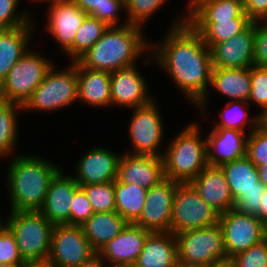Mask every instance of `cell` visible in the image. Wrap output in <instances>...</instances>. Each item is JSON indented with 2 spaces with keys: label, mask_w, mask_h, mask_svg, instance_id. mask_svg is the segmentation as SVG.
Segmentation results:
<instances>
[{
  "label": "cell",
  "mask_w": 267,
  "mask_h": 267,
  "mask_svg": "<svg viewBox=\"0 0 267 267\" xmlns=\"http://www.w3.org/2000/svg\"><path fill=\"white\" fill-rule=\"evenodd\" d=\"M185 15L177 17L176 21L174 19L163 41L154 46L150 44L152 54H149L150 60H144V64L153 60L158 63L184 97L203 112L208 108L207 96L213 69L211 51Z\"/></svg>",
  "instance_id": "6da1fadb"
},
{
  "label": "cell",
  "mask_w": 267,
  "mask_h": 267,
  "mask_svg": "<svg viewBox=\"0 0 267 267\" xmlns=\"http://www.w3.org/2000/svg\"><path fill=\"white\" fill-rule=\"evenodd\" d=\"M8 164L10 211H39L60 166L32 154L17 155Z\"/></svg>",
  "instance_id": "7a4b0ae2"
},
{
  "label": "cell",
  "mask_w": 267,
  "mask_h": 267,
  "mask_svg": "<svg viewBox=\"0 0 267 267\" xmlns=\"http://www.w3.org/2000/svg\"><path fill=\"white\" fill-rule=\"evenodd\" d=\"M143 32L142 27L131 24L108 27L77 61L88 69L108 72L134 66L140 56L150 51L151 43L143 37Z\"/></svg>",
  "instance_id": "3957f363"
},
{
  "label": "cell",
  "mask_w": 267,
  "mask_h": 267,
  "mask_svg": "<svg viewBox=\"0 0 267 267\" xmlns=\"http://www.w3.org/2000/svg\"><path fill=\"white\" fill-rule=\"evenodd\" d=\"M198 125L192 122L185 126L163 151L165 178L190 183L208 165L206 138Z\"/></svg>",
  "instance_id": "277c9868"
},
{
  "label": "cell",
  "mask_w": 267,
  "mask_h": 267,
  "mask_svg": "<svg viewBox=\"0 0 267 267\" xmlns=\"http://www.w3.org/2000/svg\"><path fill=\"white\" fill-rule=\"evenodd\" d=\"M4 221L26 263L47 262L54 225L40 211H11Z\"/></svg>",
  "instance_id": "5b68a950"
},
{
  "label": "cell",
  "mask_w": 267,
  "mask_h": 267,
  "mask_svg": "<svg viewBox=\"0 0 267 267\" xmlns=\"http://www.w3.org/2000/svg\"><path fill=\"white\" fill-rule=\"evenodd\" d=\"M53 65L41 84L23 105V111H56L78 101V75L76 61L66 69Z\"/></svg>",
  "instance_id": "8992f818"
},
{
  "label": "cell",
  "mask_w": 267,
  "mask_h": 267,
  "mask_svg": "<svg viewBox=\"0 0 267 267\" xmlns=\"http://www.w3.org/2000/svg\"><path fill=\"white\" fill-rule=\"evenodd\" d=\"M53 65L49 58L27 50L0 84V100L23 106Z\"/></svg>",
  "instance_id": "52a82bcc"
},
{
  "label": "cell",
  "mask_w": 267,
  "mask_h": 267,
  "mask_svg": "<svg viewBox=\"0 0 267 267\" xmlns=\"http://www.w3.org/2000/svg\"><path fill=\"white\" fill-rule=\"evenodd\" d=\"M178 262L205 267L227 259L220 224L176 234Z\"/></svg>",
  "instance_id": "ba28073f"
},
{
  "label": "cell",
  "mask_w": 267,
  "mask_h": 267,
  "mask_svg": "<svg viewBox=\"0 0 267 267\" xmlns=\"http://www.w3.org/2000/svg\"><path fill=\"white\" fill-rule=\"evenodd\" d=\"M219 213L203 200L190 183H179L171 209L170 232L209 227L219 222Z\"/></svg>",
  "instance_id": "9c48e42d"
},
{
  "label": "cell",
  "mask_w": 267,
  "mask_h": 267,
  "mask_svg": "<svg viewBox=\"0 0 267 267\" xmlns=\"http://www.w3.org/2000/svg\"><path fill=\"white\" fill-rule=\"evenodd\" d=\"M158 109L154 99L147 105L133 108L128 127L133 151L126 153L163 156L159 148L164 138V125Z\"/></svg>",
  "instance_id": "30bf717a"
},
{
  "label": "cell",
  "mask_w": 267,
  "mask_h": 267,
  "mask_svg": "<svg viewBox=\"0 0 267 267\" xmlns=\"http://www.w3.org/2000/svg\"><path fill=\"white\" fill-rule=\"evenodd\" d=\"M227 259L248 250L266 238L265 224L257 215L232 208L219 215Z\"/></svg>",
  "instance_id": "8fae6325"
},
{
  "label": "cell",
  "mask_w": 267,
  "mask_h": 267,
  "mask_svg": "<svg viewBox=\"0 0 267 267\" xmlns=\"http://www.w3.org/2000/svg\"><path fill=\"white\" fill-rule=\"evenodd\" d=\"M95 253L81 226L54 225L47 260L51 267H77Z\"/></svg>",
  "instance_id": "7c38bea8"
},
{
  "label": "cell",
  "mask_w": 267,
  "mask_h": 267,
  "mask_svg": "<svg viewBox=\"0 0 267 267\" xmlns=\"http://www.w3.org/2000/svg\"><path fill=\"white\" fill-rule=\"evenodd\" d=\"M179 183L165 178L147 191L140 217L134 224L149 232H170L171 209Z\"/></svg>",
  "instance_id": "4fadbf2b"
},
{
  "label": "cell",
  "mask_w": 267,
  "mask_h": 267,
  "mask_svg": "<svg viewBox=\"0 0 267 267\" xmlns=\"http://www.w3.org/2000/svg\"><path fill=\"white\" fill-rule=\"evenodd\" d=\"M48 2L46 32L66 52L72 45L84 19L88 16L73 0H42Z\"/></svg>",
  "instance_id": "5bb4252c"
},
{
  "label": "cell",
  "mask_w": 267,
  "mask_h": 267,
  "mask_svg": "<svg viewBox=\"0 0 267 267\" xmlns=\"http://www.w3.org/2000/svg\"><path fill=\"white\" fill-rule=\"evenodd\" d=\"M120 156L103 146H95L81 156L73 178L80 187L115 181Z\"/></svg>",
  "instance_id": "9a60e30c"
},
{
  "label": "cell",
  "mask_w": 267,
  "mask_h": 267,
  "mask_svg": "<svg viewBox=\"0 0 267 267\" xmlns=\"http://www.w3.org/2000/svg\"><path fill=\"white\" fill-rule=\"evenodd\" d=\"M136 67L134 65L111 72V105L132 109L155 99L149 95L146 79Z\"/></svg>",
  "instance_id": "2e32d148"
},
{
  "label": "cell",
  "mask_w": 267,
  "mask_h": 267,
  "mask_svg": "<svg viewBox=\"0 0 267 267\" xmlns=\"http://www.w3.org/2000/svg\"><path fill=\"white\" fill-rule=\"evenodd\" d=\"M165 179L163 157L152 155L121 154L117 180L136 184L149 190Z\"/></svg>",
  "instance_id": "e0dca14e"
},
{
  "label": "cell",
  "mask_w": 267,
  "mask_h": 267,
  "mask_svg": "<svg viewBox=\"0 0 267 267\" xmlns=\"http://www.w3.org/2000/svg\"><path fill=\"white\" fill-rule=\"evenodd\" d=\"M79 188L73 176L64 175L61 168L52 178L44 204L39 211L53 225H71V203Z\"/></svg>",
  "instance_id": "ac0fdd59"
},
{
  "label": "cell",
  "mask_w": 267,
  "mask_h": 267,
  "mask_svg": "<svg viewBox=\"0 0 267 267\" xmlns=\"http://www.w3.org/2000/svg\"><path fill=\"white\" fill-rule=\"evenodd\" d=\"M150 233L141 226L128 223L121 233L101 248L98 254L109 267L135 264Z\"/></svg>",
  "instance_id": "d6986e66"
},
{
  "label": "cell",
  "mask_w": 267,
  "mask_h": 267,
  "mask_svg": "<svg viewBox=\"0 0 267 267\" xmlns=\"http://www.w3.org/2000/svg\"><path fill=\"white\" fill-rule=\"evenodd\" d=\"M210 51L213 67L250 68L254 66V21L240 34L215 44Z\"/></svg>",
  "instance_id": "ffe728a7"
},
{
  "label": "cell",
  "mask_w": 267,
  "mask_h": 267,
  "mask_svg": "<svg viewBox=\"0 0 267 267\" xmlns=\"http://www.w3.org/2000/svg\"><path fill=\"white\" fill-rule=\"evenodd\" d=\"M210 131V134L206 135L208 165L221 167L246 156L245 132L226 128H212Z\"/></svg>",
  "instance_id": "44dd1931"
},
{
  "label": "cell",
  "mask_w": 267,
  "mask_h": 267,
  "mask_svg": "<svg viewBox=\"0 0 267 267\" xmlns=\"http://www.w3.org/2000/svg\"><path fill=\"white\" fill-rule=\"evenodd\" d=\"M190 184L206 203L219 214L234 208V199L220 166L207 165Z\"/></svg>",
  "instance_id": "7402d4cb"
},
{
  "label": "cell",
  "mask_w": 267,
  "mask_h": 267,
  "mask_svg": "<svg viewBox=\"0 0 267 267\" xmlns=\"http://www.w3.org/2000/svg\"><path fill=\"white\" fill-rule=\"evenodd\" d=\"M76 70L79 102L93 107L111 106V72L88 69L78 61Z\"/></svg>",
  "instance_id": "603a6c76"
},
{
  "label": "cell",
  "mask_w": 267,
  "mask_h": 267,
  "mask_svg": "<svg viewBox=\"0 0 267 267\" xmlns=\"http://www.w3.org/2000/svg\"><path fill=\"white\" fill-rule=\"evenodd\" d=\"M178 263L177 239L171 232H151L135 265L138 267H175Z\"/></svg>",
  "instance_id": "cb8c5ba5"
},
{
  "label": "cell",
  "mask_w": 267,
  "mask_h": 267,
  "mask_svg": "<svg viewBox=\"0 0 267 267\" xmlns=\"http://www.w3.org/2000/svg\"><path fill=\"white\" fill-rule=\"evenodd\" d=\"M33 25L32 20L18 28L0 29V84L21 56L29 50V41L31 42L32 30L35 28Z\"/></svg>",
  "instance_id": "d4e9b609"
},
{
  "label": "cell",
  "mask_w": 267,
  "mask_h": 267,
  "mask_svg": "<svg viewBox=\"0 0 267 267\" xmlns=\"http://www.w3.org/2000/svg\"><path fill=\"white\" fill-rule=\"evenodd\" d=\"M250 68L213 67L210 87L231 100L248 102L251 92Z\"/></svg>",
  "instance_id": "484cf974"
},
{
  "label": "cell",
  "mask_w": 267,
  "mask_h": 267,
  "mask_svg": "<svg viewBox=\"0 0 267 267\" xmlns=\"http://www.w3.org/2000/svg\"><path fill=\"white\" fill-rule=\"evenodd\" d=\"M127 224L123 217L112 211L93 213L81 227L91 248L98 253L106 243L121 233Z\"/></svg>",
  "instance_id": "4316f807"
},
{
  "label": "cell",
  "mask_w": 267,
  "mask_h": 267,
  "mask_svg": "<svg viewBox=\"0 0 267 267\" xmlns=\"http://www.w3.org/2000/svg\"><path fill=\"white\" fill-rule=\"evenodd\" d=\"M186 6V20L250 18L244 12L242 0H190Z\"/></svg>",
  "instance_id": "83f0119b"
},
{
  "label": "cell",
  "mask_w": 267,
  "mask_h": 267,
  "mask_svg": "<svg viewBox=\"0 0 267 267\" xmlns=\"http://www.w3.org/2000/svg\"><path fill=\"white\" fill-rule=\"evenodd\" d=\"M221 168L223 169L234 201L248 190L267 188L259 180L257 166L246 156L226 163Z\"/></svg>",
  "instance_id": "f1b7e54d"
},
{
  "label": "cell",
  "mask_w": 267,
  "mask_h": 267,
  "mask_svg": "<svg viewBox=\"0 0 267 267\" xmlns=\"http://www.w3.org/2000/svg\"><path fill=\"white\" fill-rule=\"evenodd\" d=\"M201 35L204 43L211 49L215 44L228 40L246 30L251 18H232L230 20H187Z\"/></svg>",
  "instance_id": "f546056e"
},
{
  "label": "cell",
  "mask_w": 267,
  "mask_h": 267,
  "mask_svg": "<svg viewBox=\"0 0 267 267\" xmlns=\"http://www.w3.org/2000/svg\"><path fill=\"white\" fill-rule=\"evenodd\" d=\"M147 189L136 184L121 183L115 180L116 212L128 223H134L141 215Z\"/></svg>",
  "instance_id": "4dcf8cb0"
},
{
  "label": "cell",
  "mask_w": 267,
  "mask_h": 267,
  "mask_svg": "<svg viewBox=\"0 0 267 267\" xmlns=\"http://www.w3.org/2000/svg\"><path fill=\"white\" fill-rule=\"evenodd\" d=\"M23 106L0 100V158L13 154L18 135V112Z\"/></svg>",
  "instance_id": "1f68e13d"
},
{
  "label": "cell",
  "mask_w": 267,
  "mask_h": 267,
  "mask_svg": "<svg viewBox=\"0 0 267 267\" xmlns=\"http://www.w3.org/2000/svg\"><path fill=\"white\" fill-rule=\"evenodd\" d=\"M108 27L104 22L88 15L77 30L73 45L65 52L70 56L68 58H71V62L83 56L101 38Z\"/></svg>",
  "instance_id": "d6a6232c"
},
{
  "label": "cell",
  "mask_w": 267,
  "mask_h": 267,
  "mask_svg": "<svg viewBox=\"0 0 267 267\" xmlns=\"http://www.w3.org/2000/svg\"><path fill=\"white\" fill-rule=\"evenodd\" d=\"M248 106L251 105L243 100H230L220 114V122L212 128L235 129L245 132V127H250V133L260 124L259 113L256 116L248 118ZM244 105V106H243Z\"/></svg>",
  "instance_id": "836d02e7"
},
{
  "label": "cell",
  "mask_w": 267,
  "mask_h": 267,
  "mask_svg": "<svg viewBox=\"0 0 267 267\" xmlns=\"http://www.w3.org/2000/svg\"><path fill=\"white\" fill-rule=\"evenodd\" d=\"M89 16L99 19L109 27L128 25L125 23L119 25V11L125 10V0H73Z\"/></svg>",
  "instance_id": "e575fe53"
},
{
  "label": "cell",
  "mask_w": 267,
  "mask_h": 267,
  "mask_svg": "<svg viewBox=\"0 0 267 267\" xmlns=\"http://www.w3.org/2000/svg\"><path fill=\"white\" fill-rule=\"evenodd\" d=\"M94 213L116 211L115 181L100 184L83 185Z\"/></svg>",
  "instance_id": "d590c367"
},
{
  "label": "cell",
  "mask_w": 267,
  "mask_h": 267,
  "mask_svg": "<svg viewBox=\"0 0 267 267\" xmlns=\"http://www.w3.org/2000/svg\"><path fill=\"white\" fill-rule=\"evenodd\" d=\"M164 3L166 0H125L126 19L131 25L143 27L147 19Z\"/></svg>",
  "instance_id": "8d00e7d4"
},
{
  "label": "cell",
  "mask_w": 267,
  "mask_h": 267,
  "mask_svg": "<svg viewBox=\"0 0 267 267\" xmlns=\"http://www.w3.org/2000/svg\"><path fill=\"white\" fill-rule=\"evenodd\" d=\"M246 157L257 167L267 165V129L260 124L248 133Z\"/></svg>",
  "instance_id": "74e56055"
},
{
  "label": "cell",
  "mask_w": 267,
  "mask_h": 267,
  "mask_svg": "<svg viewBox=\"0 0 267 267\" xmlns=\"http://www.w3.org/2000/svg\"><path fill=\"white\" fill-rule=\"evenodd\" d=\"M21 0H0V29L18 28L30 23V11L17 12V7Z\"/></svg>",
  "instance_id": "f35d334b"
},
{
  "label": "cell",
  "mask_w": 267,
  "mask_h": 267,
  "mask_svg": "<svg viewBox=\"0 0 267 267\" xmlns=\"http://www.w3.org/2000/svg\"><path fill=\"white\" fill-rule=\"evenodd\" d=\"M251 92L248 103L256 104L263 112L267 108V68L250 67Z\"/></svg>",
  "instance_id": "ab89813d"
},
{
  "label": "cell",
  "mask_w": 267,
  "mask_h": 267,
  "mask_svg": "<svg viewBox=\"0 0 267 267\" xmlns=\"http://www.w3.org/2000/svg\"><path fill=\"white\" fill-rule=\"evenodd\" d=\"M231 260L235 267H267V237Z\"/></svg>",
  "instance_id": "60d3db41"
},
{
  "label": "cell",
  "mask_w": 267,
  "mask_h": 267,
  "mask_svg": "<svg viewBox=\"0 0 267 267\" xmlns=\"http://www.w3.org/2000/svg\"><path fill=\"white\" fill-rule=\"evenodd\" d=\"M0 263L26 264L12 232L5 225L0 230Z\"/></svg>",
  "instance_id": "b9f144b4"
},
{
  "label": "cell",
  "mask_w": 267,
  "mask_h": 267,
  "mask_svg": "<svg viewBox=\"0 0 267 267\" xmlns=\"http://www.w3.org/2000/svg\"><path fill=\"white\" fill-rule=\"evenodd\" d=\"M93 213L88 197L80 187L74 193L71 203V225H83Z\"/></svg>",
  "instance_id": "7bdbcfd3"
},
{
  "label": "cell",
  "mask_w": 267,
  "mask_h": 267,
  "mask_svg": "<svg viewBox=\"0 0 267 267\" xmlns=\"http://www.w3.org/2000/svg\"><path fill=\"white\" fill-rule=\"evenodd\" d=\"M254 21V66L267 68V21Z\"/></svg>",
  "instance_id": "ee69618b"
},
{
  "label": "cell",
  "mask_w": 267,
  "mask_h": 267,
  "mask_svg": "<svg viewBox=\"0 0 267 267\" xmlns=\"http://www.w3.org/2000/svg\"><path fill=\"white\" fill-rule=\"evenodd\" d=\"M265 189H251L242 194L234 203V209L240 213L258 215Z\"/></svg>",
  "instance_id": "f6af8a7d"
},
{
  "label": "cell",
  "mask_w": 267,
  "mask_h": 267,
  "mask_svg": "<svg viewBox=\"0 0 267 267\" xmlns=\"http://www.w3.org/2000/svg\"><path fill=\"white\" fill-rule=\"evenodd\" d=\"M243 7L253 21H267V0H244Z\"/></svg>",
  "instance_id": "bcb514c9"
},
{
  "label": "cell",
  "mask_w": 267,
  "mask_h": 267,
  "mask_svg": "<svg viewBox=\"0 0 267 267\" xmlns=\"http://www.w3.org/2000/svg\"><path fill=\"white\" fill-rule=\"evenodd\" d=\"M107 265L103 258L98 253H95L87 261L77 267H109Z\"/></svg>",
  "instance_id": "7dc6e473"
},
{
  "label": "cell",
  "mask_w": 267,
  "mask_h": 267,
  "mask_svg": "<svg viewBox=\"0 0 267 267\" xmlns=\"http://www.w3.org/2000/svg\"><path fill=\"white\" fill-rule=\"evenodd\" d=\"M260 212L257 215L259 219L266 225L267 224V188L262 194V202H260Z\"/></svg>",
  "instance_id": "c3c4849f"
},
{
  "label": "cell",
  "mask_w": 267,
  "mask_h": 267,
  "mask_svg": "<svg viewBox=\"0 0 267 267\" xmlns=\"http://www.w3.org/2000/svg\"><path fill=\"white\" fill-rule=\"evenodd\" d=\"M259 180L267 187V165L257 167Z\"/></svg>",
  "instance_id": "681fc988"
},
{
  "label": "cell",
  "mask_w": 267,
  "mask_h": 267,
  "mask_svg": "<svg viewBox=\"0 0 267 267\" xmlns=\"http://www.w3.org/2000/svg\"><path fill=\"white\" fill-rule=\"evenodd\" d=\"M205 267H235L233 261L231 259H226L223 261H218L216 263H212Z\"/></svg>",
  "instance_id": "f907efd6"
},
{
  "label": "cell",
  "mask_w": 267,
  "mask_h": 267,
  "mask_svg": "<svg viewBox=\"0 0 267 267\" xmlns=\"http://www.w3.org/2000/svg\"><path fill=\"white\" fill-rule=\"evenodd\" d=\"M260 125L267 129V108L263 112H259Z\"/></svg>",
  "instance_id": "816d5d0a"
},
{
  "label": "cell",
  "mask_w": 267,
  "mask_h": 267,
  "mask_svg": "<svg viewBox=\"0 0 267 267\" xmlns=\"http://www.w3.org/2000/svg\"><path fill=\"white\" fill-rule=\"evenodd\" d=\"M22 267H51L47 262L45 263H26Z\"/></svg>",
  "instance_id": "f5cc1de1"
},
{
  "label": "cell",
  "mask_w": 267,
  "mask_h": 267,
  "mask_svg": "<svg viewBox=\"0 0 267 267\" xmlns=\"http://www.w3.org/2000/svg\"><path fill=\"white\" fill-rule=\"evenodd\" d=\"M24 264L0 263V267H22Z\"/></svg>",
  "instance_id": "db71d44e"
},
{
  "label": "cell",
  "mask_w": 267,
  "mask_h": 267,
  "mask_svg": "<svg viewBox=\"0 0 267 267\" xmlns=\"http://www.w3.org/2000/svg\"><path fill=\"white\" fill-rule=\"evenodd\" d=\"M175 267H201V266L184 265L178 262Z\"/></svg>",
  "instance_id": "11a10c76"
},
{
  "label": "cell",
  "mask_w": 267,
  "mask_h": 267,
  "mask_svg": "<svg viewBox=\"0 0 267 267\" xmlns=\"http://www.w3.org/2000/svg\"><path fill=\"white\" fill-rule=\"evenodd\" d=\"M116 267H138V266H136L135 264H129V265H120Z\"/></svg>",
  "instance_id": "9f6ffc18"
},
{
  "label": "cell",
  "mask_w": 267,
  "mask_h": 267,
  "mask_svg": "<svg viewBox=\"0 0 267 267\" xmlns=\"http://www.w3.org/2000/svg\"><path fill=\"white\" fill-rule=\"evenodd\" d=\"M1 217V216H0ZM4 221H2V219L0 218V230L3 228V226L5 225V222L3 223Z\"/></svg>",
  "instance_id": "6f0895ef"
}]
</instances>
